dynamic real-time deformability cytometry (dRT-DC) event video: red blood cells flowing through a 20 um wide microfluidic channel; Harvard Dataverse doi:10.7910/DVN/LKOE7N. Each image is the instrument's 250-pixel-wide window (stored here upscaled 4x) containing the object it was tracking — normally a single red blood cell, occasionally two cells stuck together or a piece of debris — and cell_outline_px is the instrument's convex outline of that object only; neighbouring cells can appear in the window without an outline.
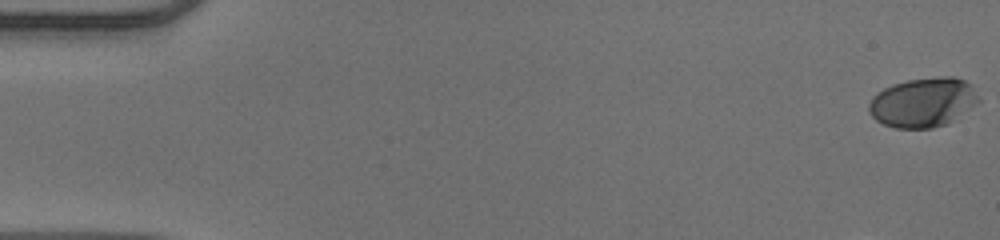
{"species": "human", "species_latin": "Homo sapiens", "temperature_condition": "warm", "stored_images_in_passage": 42, "camera_frame_rate_fps": 3000, "um_per_image_px": 0.085, "donor": {"sex": "male"}, "frame": {"image": 1, "passage_image": 1, "time_ms": 0.0, "image_size_px": [1000, 240], "cell_outline_px": [[980, 100], [976, 104], [948, 124], [932, 128], [896, 128], [884, 124], [876, 120], [868, 112], [868, 104], [872, 96], [876, 92], [892, 84], [908, 80], [940, 76], [952, 76], [964, 80], [968, 84]], "centroid_in_image_um": [78.41, 8.71], "position_along_channel_um": 6.6, "area_um2": 31.56}}